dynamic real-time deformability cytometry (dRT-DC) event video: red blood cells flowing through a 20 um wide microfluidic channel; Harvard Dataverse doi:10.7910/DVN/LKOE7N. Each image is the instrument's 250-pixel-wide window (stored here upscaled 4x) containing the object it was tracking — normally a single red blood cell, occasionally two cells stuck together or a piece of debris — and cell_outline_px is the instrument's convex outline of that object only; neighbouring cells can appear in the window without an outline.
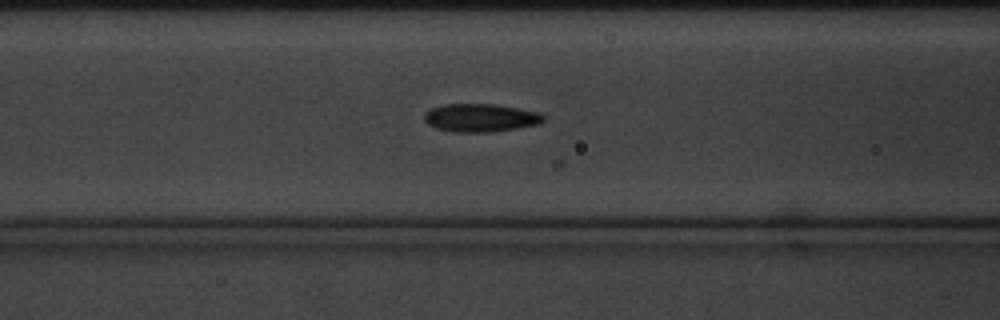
{"species": "common noctule bat (a hibernating species)", "species_latin": "Nyctalus noctula", "temperature_condition": "cold", "stored_images_in_passage": 21, "camera_frame_rate_fps": 3000, "um_per_image_px": 0.085, "animal": {"sex": "male", "body_mass_g": 20.1, "forearm_length_mm": 53.5}, "frame": {"image": 1, "passage_image": 11, "time_ms": 3.333, "image_size_px": [1000, 320], "cell_outline_px": [[544, 120], [536, 124], [516, 128], [492, 132], [452, 132], [436, 128], [428, 124], [424, 120], [424, 112], [432, 108], [444, 104], [496, 104], [540, 112], [544, 116]], "centroid_in_image_um": [40.81, 10.01], "position_along_channel_um": 125.8, "area_um2": 19.54}}